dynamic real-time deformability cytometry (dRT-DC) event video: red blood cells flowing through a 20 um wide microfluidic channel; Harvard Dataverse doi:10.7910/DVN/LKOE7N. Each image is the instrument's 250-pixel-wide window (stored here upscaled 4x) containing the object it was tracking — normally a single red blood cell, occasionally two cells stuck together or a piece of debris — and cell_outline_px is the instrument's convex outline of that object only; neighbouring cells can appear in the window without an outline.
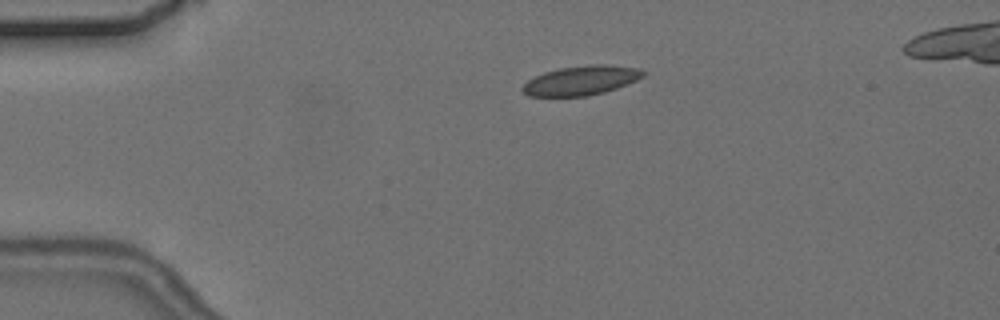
{"species": "common noctule bat (a hibernating species)", "species_latin": "Nyctalus noctula", "temperature_condition": "cold", "stored_images_in_passage": 3, "camera_frame_rate_fps": 3000, "um_per_image_px": 0.085, "animal": {"sex": "female", "body_mass_g": 24.6, "forearm_length_mm": 56.2}, "frame": {"image": 1, "passage_image": 1, "time_ms": 0.0, "image_size_px": [1000, 320], "cell_outline_px": [[648, 72], [644, 76], [636, 80], [616, 88], [604, 92], [588, 96], [528, 96], [520, 88], [528, 80], [544, 72], [560, 68], [588, 64], [608, 64], [640, 68]], "centroid_in_image_um": [49.43, 6.82], "position_along_channel_um": 35.6, "area_um2": 20.75}}